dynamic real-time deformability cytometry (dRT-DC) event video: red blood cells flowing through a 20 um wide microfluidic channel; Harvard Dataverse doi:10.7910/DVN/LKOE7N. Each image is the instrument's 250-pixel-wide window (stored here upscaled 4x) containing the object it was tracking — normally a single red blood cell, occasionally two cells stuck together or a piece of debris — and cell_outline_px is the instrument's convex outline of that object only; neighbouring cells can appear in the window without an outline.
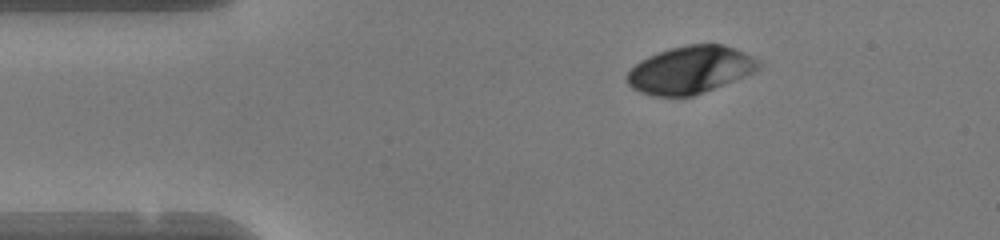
{"species": "human", "species_latin": "Homo sapiens", "temperature_condition": "warm", "stored_images_in_passage": 42, "camera_frame_rate_fps": 3000, "um_per_image_px": 0.085, "donor": {"sex": "female"}, "frame": {"image": 1, "passage_image": 1, "time_ms": 0.0, "image_size_px": [1000, 240], "cell_outline_px": [[764, 64], [756, 72], [704, 92], [692, 96], [652, 96], [640, 92], [632, 88], [624, 80], [624, 76], [640, 60], [648, 56], [672, 48], [688, 44], [724, 44], [744, 52], [760, 60]], "centroid_in_image_um": [58.69, 5.94], "position_along_channel_um": 26.3, "area_um2": 36.65}}
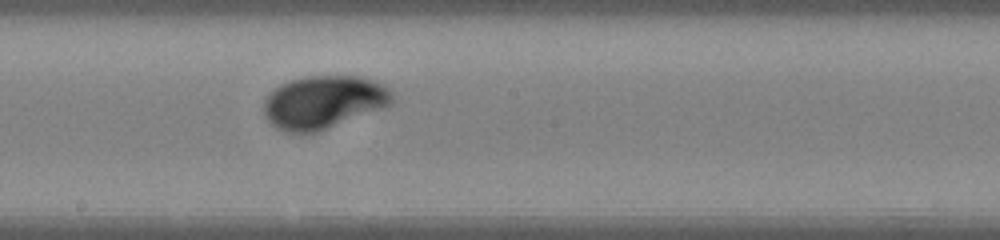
{"frame": {"image": 2, "passage_image": 19, "time_ms": 6.0, "image_size_px": [1000, 240], "cell_outline_px": [[392, 104], [388, 108], [320, 132], [284, 132], [276, 128], [264, 116], [264, 100], [280, 84], [292, 80], [308, 76], [360, 76], [372, 80], [388, 88], [392, 92]], "centroid_in_image_um": [27.55, 8.71], "position_along_channel_um": 220.7, "area_um2": 40.06}}
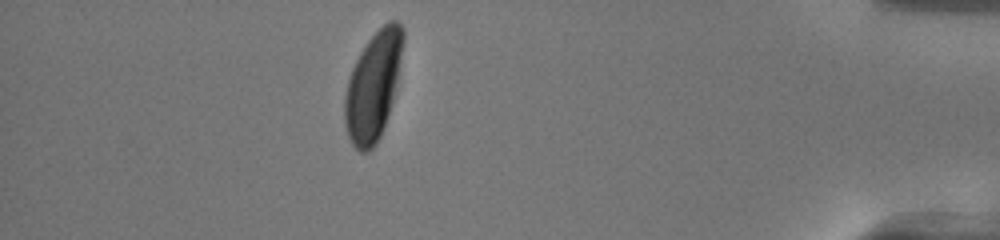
{"frame": {"image": 3, "passage_image": 36, "time_ms": 11.667, "image_size_px": [1000, 240], "cell_outline_px": [[404, 40], [396, 84], [392, 100], [384, 128], [376, 144], [368, 152], [360, 152], [352, 144], [348, 136], [344, 124], [344, 96], [348, 80], [352, 68], [360, 52], [368, 40], [388, 20], [396, 20], [404, 28]], "centroid_in_image_um": [31.71, 7.32], "position_along_channel_um": 403.5, "area_um2": 36.7}, "authors_computed_cell_mechanics": {"area_um2": 38.2925, "velocity_mm_per_s": 4.1622, "shape_relaxation_time_tau1_ms": 2.7088, "shape_relaxation_time_tau2_ms": null, "deformation_change_tau1": 0.1692, "deformation_change_tau2": null}}